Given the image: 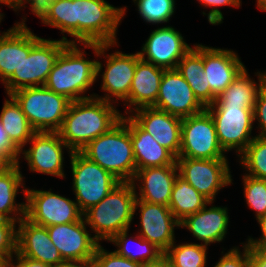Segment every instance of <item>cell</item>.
<instances>
[{
  "instance_id": "obj_1",
  "label": "cell",
  "mask_w": 266,
  "mask_h": 267,
  "mask_svg": "<svg viewBox=\"0 0 266 267\" xmlns=\"http://www.w3.org/2000/svg\"><path fill=\"white\" fill-rule=\"evenodd\" d=\"M126 8H117L105 0H49L35 15L50 25L73 36L68 43H81L104 56L117 44L116 32Z\"/></svg>"
},
{
  "instance_id": "obj_2",
  "label": "cell",
  "mask_w": 266,
  "mask_h": 267,
  "mask_svg": "<svg viewBox=\"0 0 266 267\" xmlns=\"http://www.w3.org/2000/svg\"><path fill=\"white\" fill-rule=\"evenodd\" d=\"M109 101L91 97L71 101L58 131L72 152H81L92 140L108 132L123 114Z\"/></svg>"
},
{
  "instance_id": "obj_3",
  "label": "cell",
  "mask_w": 266,
  "mask_h": 267,
  "mask_svg": "<svg viewBox=\"0 0 266 267\" xmlns=\"http://www.w3.org/2000/svg\"><path fill=\"white\" fill-rule=\"evenodd\" d=\"M85 53L77 43H68L58 56L44 86L71 101L94 97L95 93L83 95L100 75L103 64L97 60H87Z\"/></svg>"
},
{
  "instance_id": "obj_4",
  "label": "cell",
  "mask_w": 266,
  "mask_h": 267,
  "mask_svg": "<svg viewBox=\"0 0 266 267\" xmlns=\"http://www.w3.org/2000/svg\"><path fill=\"white\" fill-rule=\"evenodd\" d=\"M136 188L132 182H120L98 204L83 213L86 224L100 242L110 241L121 231L130 229L134 217Z\"/></svg>"
},
{
  "instance_id": "obj_5",
  "label": "cell",
  "mask_w": 266,
  "mask_h": 267,
  "mask_svg": "<svg viewBox=\"0 0 266 267\" xmlns=\"http://www.w3.org/2000/svg\"><path fill=\"white\" fill-rule=\"evenodd\" d=\"M81 153L120 182H132L135 177L130 129L122 119L108 132L90 141Z\"/></svg>"
},
{
  "instance_id": "obj_6",
  "label": "cell",
  "mask_w": 266,
  "mask_h": 267,
  "mask_svg": "<svg viewBox=\"0 0 266 267\" xmlns=\"http://www.w3.org/2000/svg\"><path fill=\"white\" fill-rule=\"evenodd\" d=\"M36 132H58L71 103L45 86L26 87L10 94Z\"/></svg>"
},
{
  "instance_id": "obj_7",
  "label": "cell",
  "mask_w": 266,
  "mask_h": 267,
  "mask_svg": "<svg viewBox=\"0 0 266 267\" xmlns=\"http://www.w3.org/2000/svg\"><path fill=\"white\" fill-rule=\"evenodd\" d=\"M68 44V39L42 38L29 52L24 54L18 70L3 83L7 95L26 87L44 86L58 56Z\"/></svg>"
},
{
  "instance_id": "obj_8",
  "label": "cell",
  "mask_w": 266,
  "mask_h": 267,
  "mask_svg": "<svg viewBox=\"0 0 266 267\" xmlns=\"http://www.w3.org/2000/svg\"><path fill=\"white\" fill-rule=\"evenodd\" d=\"M73 191L77 205L84 213L98 204L120 183L110 172L90 161L81 152L70 154Z\"/></svg>"
},
{
  "instance_id": "obj_9",
  "label": "cell",
  "mask_w": 266,
  "mask_h": 267,
  "mask_svg": "<svg viewBox=\"0 0 266 267\" xmlns=\"http://www.w3.org/2000/svg\"><path fill=\"white\" fill-rule=\"evenodd\" d=\"M219 145L215 124L210 113H200L182 118L179 157L193 159H227Z\"/></svg>"
},
{
  "instance_id": "obj_10",
  "label": "cell",
  "mask_w": 266,
  "mask_h": 267,
  "mask_svg": "<svg viewBox=\"0 0 266 267\" xmlns=\"http://www.w3.org/2000/svg\"><path fill=\"white\" fill-rule=\"evenodd\" d=\"M25 217L38 225L73 223L83 218L76 201L49 191L25 189Z\"/></svg>"
},
{
  "instance_id": "obj_11",
  "label": "cell",
  "mask_w": 266,
  "mask_h": 267,
  "mask_svg": "<svg viewBox=\"0 0 266 267\" xmlns=\"http://www.w3.org/2000/svg\"><path fill=\"white\" fill-rule=\"evenodd\" d=\"M216 129L219 145L224 152L235 149L239 156L254 139L253 109L242 107H206ZM252 137V138H251Z\"/></svg>"
},
{
  "instance_id": "obj_12",
  "label": "cell",
  "mask_w": 266,
  "mask_h": 267,
  "mask_svg": "<svg viewBox=\"0 0 266 267\" xmlns=\"http://www.w3.org/2000/svg\"><path fill=\"white\" fill-rule=\"evenodd\" d=\"M179 175L210 202L232 183L227 159L176 158Z\"/></svg>"
},
{
  "instance_id": "obj_13",
  "label": "cell",
  "mask_w": 266,
  "mask_h": 267,
  "mask_svg": "<svg viewBox=\"0 0 266 267\" xmlns=\"http://www.w3.org/2000/svg\"><path fill=\"white\" fill-rule=\"evenodd\" d=\"M86 225L83 217L77 222L47 227L52 243L65 262L93 260L100 243L87 231Z\"/></svg>"
},
{
  "instance_id": "obj_14",
  "label": "cell",
  "mask_w": 266,
  "mask_h": 267,
  "mask_svg": "<svg viewBox=\"0 0 266 267\" xmlns=\"http://www.w3.org/2000/svg\"><path fill=\"white\" fill-rule=\"evenodd\" d=\"M153 107L179 118L190 117L205 109L177 69L164 70Z\"/></svg>"
},
{
  "instance_id": "obj_15",
  "label": "cell",
  "mask_w": 266,
  "mask_h": 267,
  "mask_svg": "<svg viewBox=\"0 0 266 267\" xmlns=\"http://www.w3.org/2000/svg\"><path fill=\"white\" fill-rule=\"evenodd\" d=\"M191 49L179 31L174 27L164 26L150 33L138 53L141 60L168 70L176 69L179 61Z\"/></svg>"
},
{
  "instance_id": "obj_16",
  "label": "cell",
  "mask_w": 266,
  "mask_h": 267,
  "mask_svg": "<svg viewBox=\"0 0 266 267\" xmlns=\"http://www.w3.org/2000/svg\"><path fill=\"white\" fill-rule=\"evenodd\" d=\"M28 143L32 144L31 147L22 149L20 154L24 155L31 172L65 178L63 149L68 148L69 154L72 151L58 132H36Z\"/></svg>"
},
{
  "instance_id": "obj_17",
  "label": "cell",
  "mask_w": 266,
  "mask_h": 267,
  "mask_svg": "<svg viewBox=\"0 0 266 267\" xmlns=\"http://www.w3.org/2000/svg\"><path fill=\"white\" fill-rule=\"evenodd\" d=\"M137 208L140 210L139 235L165 252L175 242L174 229L180 222L168 206L136 199L134 212Z\"/></svg>"
},
{
  "instance_id": "obj_18",
  "label": "cell",
  "mask_w": 266,
  "mask_h": 267,
  "mask_svg": "<svg viewBox=\"0 0 266 267\" xmlns=\"http://www.w3.org/2000/svg\"><path fill=\"white\" fill-rule=\"evenodd\" d=\"M129 116L159 145L169 150L176 158L179 157L182 118L155 107L136 109Z\"/></svg>"
},
{
  "instance_id": "obj_19",
  "label": "cell",
  "mask_w": 266,
  "mask_h": 267,
  "mask_svg": "<svg viewBox=\"0 0 266 267\" xmlns=\"http://www.w3.org/2000/svg\"><path fill=\"white\" fill-rule=\"evenodd\" d=\"M105 58H107L106 68L100 75L102 76L101 89L108 93L103 97L95 94L94 97L113 103L120 99L125 101L129 97L135 68L140 60L139 53L126 54L116 51L109 54L108 57L106 55Z\"/></svg>"
},
{
  "instance_id": "obj_20",
  "label": "cell",
  "mask_w": 266,
  "mask_h": 267,
  "mask_svg": "<svg viewBox=\"0 0 266 267\" xmlns=\"http://www.w3.org/2000/svg\"><path fill=\"white\" fill-rule=\"evenodd\" d=\"M17 252L24 257L41 261L50 266L65 263L52 243L47 227L35 224L26 217L18 222Z\"/></svg>"
},
{
  "instance_id": "obj_21",
  "label": "cell",
  "mask_w": 266,
  "mask_h": 267,
  "mask_svg": "<svg viewBox=\"0 0 266 267\" xmlns=\"http://www.w3.org/2000/svg\"><path fill=\"white\" fill-rule=\"evenodd\" d=\"M25 19L23 17L21 22L0 34V78L3 83L18 70L24 54H29L42 39L28 29Z\"/></svg>"
},
{
  "instance_id": "obj_22",
  "label": "cell",
  "mask_w": 266,
  "mask_h": 267,
  "mask_svg": "<svg viewBox=\"0 0 266 267\" xmlns=\"http://www.w3.org/2000/svg\"><path fill=\"white\" fill-rule=\"evenodd\" d=\"M245 68L238 55L227 49L203 45V70L212 94L217 98Z\"/></svg>"
},
{
  "instance_id": "obj_23",
  "label": "cell",
  "mask_w": 266,
  "mask_h": 267,
  "mask_svg": "<svg viewBox=\"0 0 266 267\" xmlns=\"http://www.w3.org/2000/svg\"><path fill=\"white\" fill-rule=\"evenodd\" d=\"M179 174L177 165L155 166L139 169L132 180L133 186H140L137 199L149 203L169 206L173 184ZM141 184H137V182ZM139 196V197H138Z\"/></svg>"
},
{
  "instance_id": "obj_24",
  "label": "cell",
  "mask_w": 266,
  "mask_h": 267,
  "mask_svg": "<svg viewBox=\"0 0 266 267\" xmlns=\"http://www.w3.org/2000/svg\"><path fill=\"white\" fill-rule=\"evenodd\" d=\"M206 204L198 212L187 216L180 222L179 227L187 228L197 240L204 245L222 242L227 234L229 216L227 207L211 206Z\"/></svg>"
},
{
  "instance_id": "obj_25",
  "label": "cell",
  "mask_w": 266,
  "mask_h": 267,
  "mask_svg": "<svg viewBox=\"0 0 266 267\" xmlns=\"http://www.w3.org/2000/svg\"><path fill=\"white\" fill-rule=\"evenodd\" d=\"M164 70L141 59L137 62L129 97L124 101L128 105L125 114L156 104Z\"/></svg>"
},
{
  "instance_id": "obj_26",
  "label": "cell",
  "mask_w": 266,
  "mask_h": 267,
  "mask_svg": "<svg viewBox=\"0 0 266 267\" xmlns=\"http://www.w3.org/2000/svg\"><path fill=\"white\" fill-rule=\"evenodd\" d=\"M130 129L136 171L155 166L177 165L176 157L147 132L130 116L121 118Z\"/></svg>"
},
{
  "instance_id": "obj_27",
  "label": "cell",
  "mask_w": 266,
  "mask_h": 267,
  "mask_svg": "<svg viewBox=\"0 0 266 267\" xmlns=\"http://www.w3.org/2000/svg\"><path fill=\"white\" fill-rule=\"evenodd\" d=\"M249 76L244 68L215 102L207 107H242L254 110L257 95L266 84V72H257L258 84Z\"/></svg>"
},
{
  "instance_id": "obj_28",
  "label": "cell",
  "mask_w": 266,
  "mask_h": 267,
  "mask_svg": "<svg viewBox=\"0 0 266 267\" xmlns=\"http://www.w3.org/2000/svg\"><path fill=\"white\" fill-rule=\"evenodd\" d=\"M176 69L190 85L195 97L205 108L215 102L216 97L212 94L210 86H207V76L203 70L202 44L194 45L179 61Z\"/></svg>"
},
{
  "instance_id": "obj_29",
  "label": "cell",
  "mask_w": 266,
  "mask_h": 267,
  "mask_svg": "<svg viewBox=\"0 0 266 267\" xmlns=\"http://www.w3.org/2000/svg\"><path fill=\"white\" fill-rule=\"evenodd\" d=\"M23 179L19 164L11 163L0 171V218L18 223L25 217V203L15 202L20 187H23L25 197Z\"/></svg>"
},
{
  "instance_id": "obj_30",
  "label": "cell",
  "mask_w": 266,
  "mask_h": 267,
  "mask_svg": "<svg viewBox=\"0 0 266 267\" xmlns=\"http://www.w3.org/2000/svg\"><path fill=\"white\" fill-rule=\"evenodd\" d=\"M8 97L9 100L6 99L3 104L0 121L12 143L21 151L36 131L16 100L11 95Z\"/></svg>"
},
{
  "instance_id": "obj_31",
  "label": "cell",
  "mask_w": 266,
  "mask_h": 267,
  "mask_svg": "<svg viewBox=\"0 0 266 267\" xmlns=\"http://www.w3.org/2000/svg\"><path fill=\"white\" fill-rule=\"evenodd\" d=\"M209 202L207 198L178 174L172 187L168 207L179 222L187 216L198 212Z\"/></svg>"
},
{
  "instance_id": "obj_32",
  "label": "cell",
  "mask_w": 266,
  "mask_h": 267,
  "mask_svg": "<svg viewBox=\"0 0 266 267\" xmlns=\"http://www.w3.org/2000/svg\"><path fill=\"white\" fill-rule=\"evenodd\" d=\"M128 231V229L121 231L109 241L118 247L117 250H115L118 255L142 265L157 262L164 256V252L161 249L155 244L145 240L139 234L135 235V237L131 236V238H128ZM129 239L133 241L135 239L136 244L138 243L136 247L137 251L130 250L131 244Z\"/></svg>"
},
{
  "instance_id": "obj_33",
  "label": "cell",
  "mask_w": 266,
  "mask_h": 267,
  "mask_svg": "<svg viewBox=\"0 0 266 267\" xmlns=\"http://www.w3.org/2000/svg\"><path fill=\"white\" fill-rule=\"evenodd\" d=\"M207 245L175 242L164 252V257L171 267H205L207 260Z\"/></svg>"
},
{
  "instance_id": "obj_34",
  "label": "cell",
  "mask_w": 266,
  "mask_h": 267,
  "mask_svg": "<svg viewBox=\"0 0 266 267\" xmlns=\"http://www.w3.org/2000/svg\"><path fill=\"white\" fill-rule=\"evenodd\" d=\"M239 157L246 175L266 180V138L255 136Z\"/></svg>"
},
{
  "instance_id": "obj_35",
  "label": "cell",
  "mask_w": 266,
  "mask_h": 267,
  "mask_svg": "<svg viewBox=\"0 0 266 267\" xmlns=\"http://www.w3.org/2000/svg\"><path fill=\"white\" fill-rule=\"evenodd\" d=\"M144 21L151 24L169 22L175 12V0H133Z\"/></svg>"
},
{
  "instance_id": "obj_36",
  "label": "cell",
  "mask_w": 266,
  "mask_h": 267,
  "mask_svg": "<svg viewBox=\"0 0 266 267\" xmlns=\"http://www.w3.org/2000/svg\"><path fill=\"white\" fill-rule=\"evenodd\" d=\"M246 204L255 210L256 220L266 214V180L243 175Z\"/></svg>"
},
{
  "instance_id": "obj_37",
  "label": "cell",
  "mask_w": 266,
  "mask_h": 267,
  "mask_svg": "<svg viewBox=\"0 0 266 267\" xmlns=\"http://www.w3.org/2000/svg\"><path fill=\"white\" fill-rule=\"evenodd\" d=\"M16 224L15 221L0 218V258L14 256L17 253Z\"/></svg>"
},
{
  "instance_id": "obj_38",
  "label": "cell",
  "mask_w": 266,
  "mask_h": 267,
  "mask_svg": "<svg viewBox=\"0 0 266 267\" xmlns=\"http://www.w3.org/2000/svg\"><path fill=\"white\" fill-rule=\"evenodd\" d=\"M92 262L93 267H143L142 264L120 256L115 251L105 250L101 244L98 245Z\"/></svg>"
},
{
  "instance_id": "obj_39",
  "label": "cell",
  "mask_w": 266,
  "mask_h": 267,
  "mask_svg": "<svg viewBox=\"0 0 266 267\" xmlns=\"http://www.w3.org/2000/svg\"><path fill=\"white\" fill-rule=\"evenodd\" d=\"M242 252L238 247L230 249L214 267H249V247L246 244L243 245Z\"/></svg>"
},
{
  "instance_id": "obj_40",
  "label": "cell",
  "mask_w": 266,
  "mask_h": 267,
  "mask_svg": "<svg viewBox=\"0 0 266 267\" xmlns=\"http://www.w3.org/2000/svg\"><path fill=\"white\" fill-rule=\"evenodd\" d=\"M204 7H216L212 8L209 13L207 14L208 17V22L212 25H217L221 24L224 17L222 12L217 8L218 6H224V5H229L233 7H240V0H197Z\"/></svg>"
},
{
  "instance_id": "obj_41",
  "label": "cell",
  "mask_w": 266,
  "mask_h": 267,
  "mask_svg": "<svg viewBox=\"0 0 266 267\" xmlns=\"http://www.w3.org/2000/svg\"><path fill=\"white\" fill-rule=\"evenodd\" d=\"M254 121L259 122L260 133L257 137L266 138V84L259 91L253 110Z\"/></svg>"
},
{
  "instance_id": "obj_42",
  "label": "cell",
  "mask_w": 266,
  "mask_h": 267,
  "mask_svg": "<svg viewBox=\"0 0 266 267\" xmlns=\"http://www.w3.org/2000/svg\"><path fill=\"white\" fill-rule=\"evenodd\" d=\"M0 153L4 155L11 163H19L20 150L12 143L8 134L0 121Z\"/></svg>"
},
{
  "instance_id": "obj_43",
  "label": "cell",
  "mask_w": 266,
  "mask_h": 267,
  "mask_svg": "<svg viewBox=\"0 0 266 267\" xmlns=\"http://www.w3.org/2000/svg\"><path fill=\"white\" fill-rule=\"evenodd\" d=\"M260 224V229L262 231V237L259 239L248 238L247 243H245L249 248L258 249L266 251V214L261 216L258 220Z\"/></svg>"
},
{
  "instance_id": "obj_44",
  "label": "cell",
  "mask_w": 266,
  "mask_h": 267,
  "mask_svg": "<svg viewBox=\"0 0 266 267\" xmlns=\"http://www.w3.org/2000/svg\"><path fill=\"white\" fill-rule=\"evenodd\" d=\"M249 267H266V251L249 248Z\"/></svg>"
},
{
  "instance_id": "obj_45",
  "label": "cell",
  "mask_w": 266,
  "mask_h": 267,
  "mask_svg": "<svg viewBox=\"0 0 266 267\" xmlns=\"http://www.w3.org/2000/svg\"><path fill=\"white\" fill-rule=\"evenodd\" d=\"M14 257H16V261L14 260L15 267H52L42 263L41 261L21 256L18 252L14 255Z\"/></svg>"
},
{
  "instance_id": "obj_46",
  "label": "cell",
  "mask_w": 266,
  "mask_h": 267,
  "mask_svg": "<svg viewBox=\"0 0 266 267\" xmlns=\"http://www.w3.org/2000/svg\"><path fill=\"white\" fill-rule=\"evenodd\" d=\"M49 0H14L13 6L11 7L14 11L20 10L22 7H27L24 3L30 4V8L33 14L37 12L46 2Z\"/></svg>"
},
{
  "instance_id": "obj_47",
  "label": "cell",
  "mask_w": 266,
  "mask_h": 267,
  "mask_svg": "<svg viewBox=\"0 0 266 267\" xmlns=\"http://www.w3.org/2000/svg\"><path fill=\"white\" fill-rule=\"evenodd\" d=\"M52 267H93L92 261H71L65 262L62 265H56Z\"/></svg>"
},
{
  "instance_id": "obj_48",
  "label": "cell",
  "mask_w": 266,
  "mask_h": 267,
  "mask_svg": "<svg viewBox=\"0 0 266 267\" xmlns=\"http://www.w3.org/2000/svg\"><path fill=\"white\" fill-rule=\"evenodd\" d=\"M143 267H171L169 261L163 256L159 261L144 264Z\"/></svg>"
},
{
  "instance_id": "obj_49",
  "label": "cell",
  "mask_w": 266,
  "mask_h": 267,
  "mask_svg": "<svg viewBox=\"0 0 266 267\" xmlns=\"http://www.w3.org/2000/svg\"><path fill=\"white\" fill-rule=\"evenodd\" d=\"M13 256L10 257H1L0 258V267H15L13 262Z\"/></svg>"
},
{
  "instance_id": "obj_50",
  "label": "cell",
  "mask_w": 266,
  "mask_h": 267,
  "mask_svg": "<svg viewBox=\"0 0 266 267\" xmlns=\"http://www.w3.org/2000/svg\"><path fill=\"white\" fill-rule=\"evenodd\" d=\"M11 164V162L0 153V171L4 168L8 167Z\"/></svg>"
},
{
  "instance_id": "obj_51",
  "label": "cell",
  "mask_w": 266,
  "mask_h": 267,
  "mask_svg": "<svg viewBox=\"0 0 266 267\" xmlns=\"http://www.w3.org/2000/svg\"><path fill=\"white\" fill-rule=\"evenodd\" d=\"M258 9L266 11V0H256Z\"/></svg>"
},
{
  "instance_id": "obj_52",
  "label": "cell",
  "mask_w": 266,
  "mask_h": 267,
  "mask_svg": "<svg viewBox=\"0 0 266 267\" xmlns=\"http://www.w3.org/2000/svg\"><path fill=\"white\" fill-rule=\"evenodd\" d=\"M1 4H5L7 5L9 8H11L13 6L14 0H0Z\"/></svg>"
},
{
  "instance_id": "obj_53",
  "label": "cell",
  "mask_w": 266,
  "mask_h": 267,
  "mask_svg": "<svg viewBox=\"0 0 266 267\" xmlns=\"http://www.w3.org/2000/svg\"><path fill=\"white\" fill-rule=\"evenodd\" d=\"M2 19H3V14L0 13V23Z\"/></svg>"
}]
</instances>
